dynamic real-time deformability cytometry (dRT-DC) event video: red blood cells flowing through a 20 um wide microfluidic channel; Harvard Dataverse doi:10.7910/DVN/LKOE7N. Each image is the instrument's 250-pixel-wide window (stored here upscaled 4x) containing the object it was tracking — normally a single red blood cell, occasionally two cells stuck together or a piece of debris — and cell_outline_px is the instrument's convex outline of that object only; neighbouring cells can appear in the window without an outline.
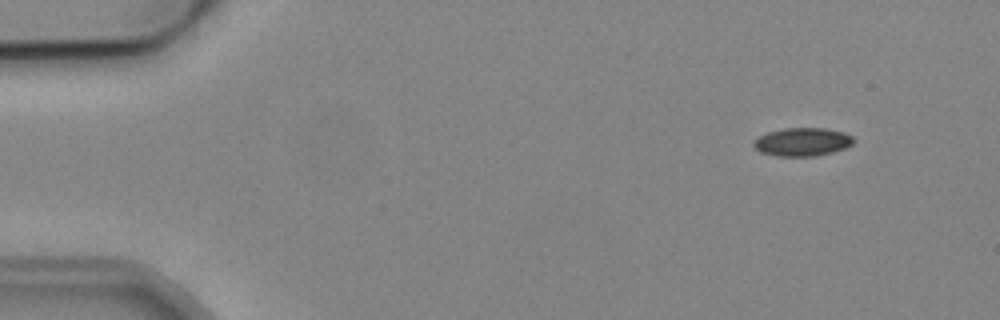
{"species": "common noctule bat (a hibernating species)", "species_latin": "Nyctalus noctula", "temperature_condition": "cold", "stored_images_in_passage": 5, "camera_frame_rate_fps": 3000, "um_per_image_px": 0.085, "animal": {"sex": "male", "body_mass_g": 19.2, "forearm_length_mm": 51.8}, "frame": {"image": 1, "passage_image": 2, "time_ms": 1.333, "image_size_px": [1000, 320], "cell_outline_px": [[856, 140], [852, 144], [844, 148], [832, 152], [816, 156], [776, 156], [760, 152], [752, 144], [760, 136], [768, 132], [784, 128], [824, 128], [844, 132], [852, 136]], "centroid_in_image_um": [68.22, 12.06], "position_along_channel_um": 16.8, "area_um2": 16.42}}
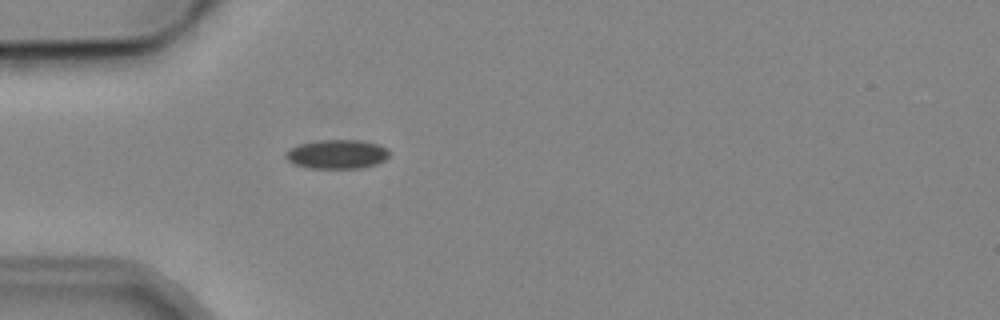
{"frame": {"image": 2, "passage_image": 5, "time_ms": 5.0, "image_size_px": [1000, 320], "cell_outline_px": [[388, 156], [384, 160], [376, 164], [360, 168], [312, 168], [296, 164], [288, 160], [284, 156], [284, 152], [300, 144], [320, 140], [360, 140], [376, 144], [388, 148]], "centroid_in_image_um": [28.65, 13.1], "position_along_channel_um": 56.4, "area_um2": 17.34}}